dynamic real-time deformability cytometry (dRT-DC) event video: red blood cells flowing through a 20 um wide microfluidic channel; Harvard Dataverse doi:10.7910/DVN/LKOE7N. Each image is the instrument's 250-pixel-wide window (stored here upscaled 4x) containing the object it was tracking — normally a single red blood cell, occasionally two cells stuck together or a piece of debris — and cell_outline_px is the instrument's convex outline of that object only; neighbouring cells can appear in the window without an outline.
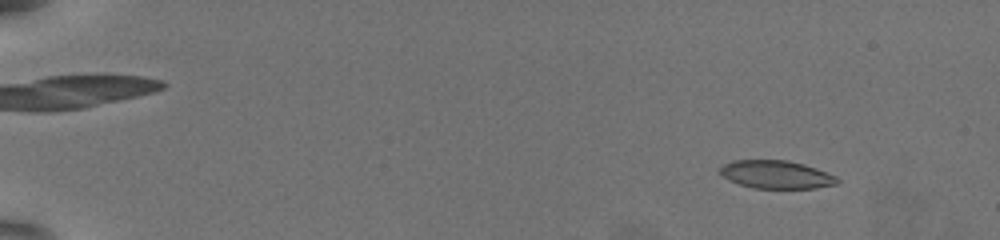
{"species": "common noctule bat (a hibernating species)", "species_latin": "Nyctalus noctula", "temperature_condition": "warm", "stored_images_in_passage": 58, "camera_frame_rate_fps": 3000, "um_per_image_px": 0.085, "animal": {"sex": "female", "body_mass_g": 19.5, "forearm_length_mm": 54.1}, "frame": {"image": 1, "passage_image": 7, "time_ms": 2.0, "image_size_px": [1000, 240], "cell_outline_px": [[840, 180], [836, 184], [816, 188], [752, 188], [728, 180], [716, 168], [732, 160], [788, 160], [804, 164], [816, 168], [836, 176]], "centroid_in_image_um": [65.96, 14.83], "position_along_channel_um": 19.0, "area_um2": 19.25}}
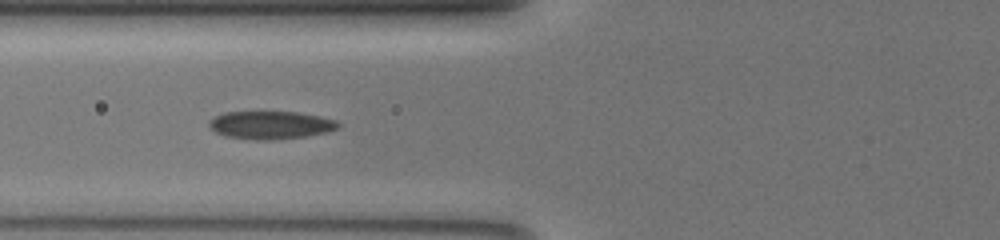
{"frame": {"image": 2, "passage_image": 26, "time_ms": 8.333, "image_size_px": [1000, 240], "cell_outline_px": [[340, 128], [328, 132], [304, 136], [268, 140], [256, 140], [224, 136], [216, 132], [208, 124], [208, 120], [224, 112], [296, 112], [320, 116], [336, 120], [340, 124]], "centroid_in_image_um": [23.01, 10.63], "position_along_channel_um": 102.8, "area_um2": 20.98}}
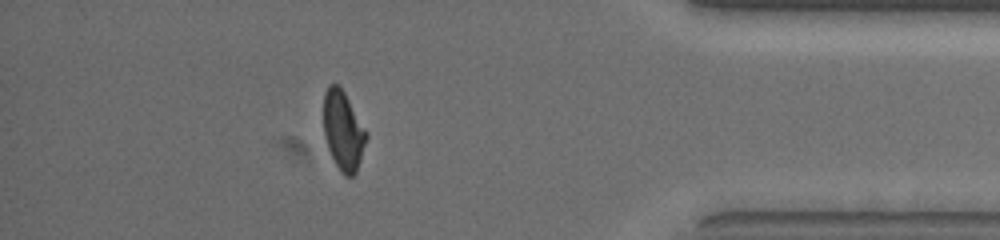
{"frame": {"image": 3, "passage_image": 52, "time_ms": 17.0, "image_size_px": [1000, 240], "cell_outline_px": [[368, 136], [356, 172], [352, 176], [344, 176], [340, 172], [328, 148], [324, 136], [324, 92], [328, 84], [340, 84], [368, 132]], "centroid_in_image_um": [29.18, 11.07], "position_along_channel_um": 406.0, "area_um2": 19.88}, "authors_computed_cell_mechanics": {"area_um2": 20.8369, "velocity_mm_per_s": 3.8309, "shape_relaxation_time_tau1_ms": 3.7078, "shape_relaxation_time_tau2_ms": 1.2663, "deformation_change_tau1": 0.1411, "deformation_change_tau2": 0.0671}}